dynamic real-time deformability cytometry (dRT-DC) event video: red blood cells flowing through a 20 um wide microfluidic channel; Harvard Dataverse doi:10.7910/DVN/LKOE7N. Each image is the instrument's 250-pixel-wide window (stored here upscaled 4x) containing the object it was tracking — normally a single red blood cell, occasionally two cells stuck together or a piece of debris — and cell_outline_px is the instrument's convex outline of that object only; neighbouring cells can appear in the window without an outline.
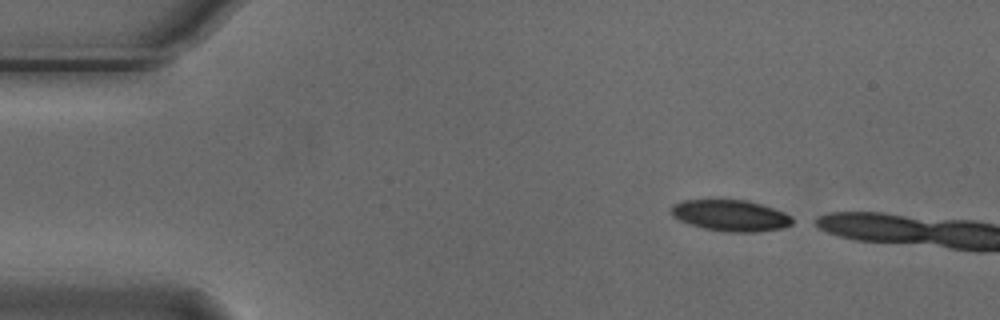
{"species": "Egyptian fruit bat (a non-hibernating species)", "species_latin": "Rousettus aegyptiacus", "temperature_condition": "cold", "stored_images_in_passage": 3, "camera_frame_rate_fps": 3000, "um_per_image_px": 0.085, "animal": {"sex": "male"}, "frame": {"image": 1, "passage_image": 1, "time_ms": 0.0, "image_size_px": [1000, 320], "cell_outline_px": [[792, 224], [780, 228], [756, 232], [728, 232], [704, 228], [680, 220], [672, 216], [672, 204], [680, 200], [748, 200], [784, 212], [792, 216]], "centroid_in_image_um": [62.09, 18.31], "position_along_channel_um": 22.9, "area_um2": 21.85}}